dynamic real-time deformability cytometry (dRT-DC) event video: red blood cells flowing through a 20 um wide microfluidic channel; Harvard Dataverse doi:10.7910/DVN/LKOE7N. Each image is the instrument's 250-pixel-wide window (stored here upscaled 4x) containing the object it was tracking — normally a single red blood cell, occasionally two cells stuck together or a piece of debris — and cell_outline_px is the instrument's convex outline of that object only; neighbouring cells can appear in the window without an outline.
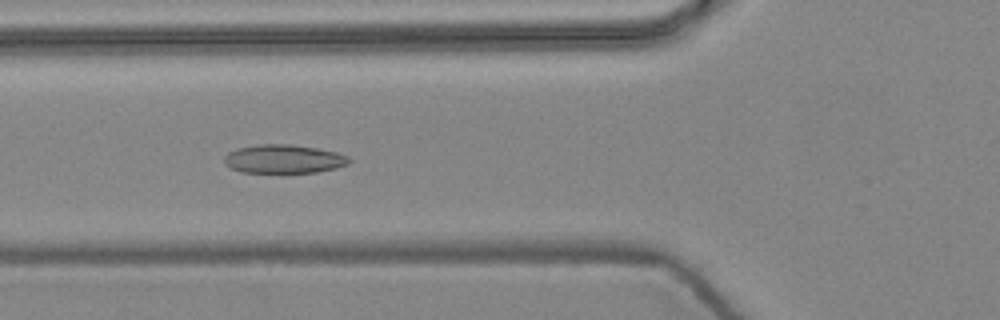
{"species": "common noctule bat (a hibernating species)", "species_latin": "Nyctalus noctula", "temperature_condition": "warm", "stored_images_in_passage": 10, "camera_frame_rate_fps": 3000, "um_per_image_px": 0.085, "animal": {"sex": "female", "body_mass_g": 24.6, "forearm_length_mm": 56.2}, "frame": {"image": 1, "passage_image": 6, "time_ms": 1.667, "image_size_px": [1000, 320], "cell_outline_px": [[352, 160], [348, 164], [336, 168], [316, 172], [240, 172], [224, 164], [224, 156], [228, 152], [236, 148], [256, 144], [292, 144], [316, 148], [336, 152], [348, 156]], "centroid_in_image_um": [24.1, 13.5], "position_along_channel_um": 101.7, "area_um2": 20.92}}
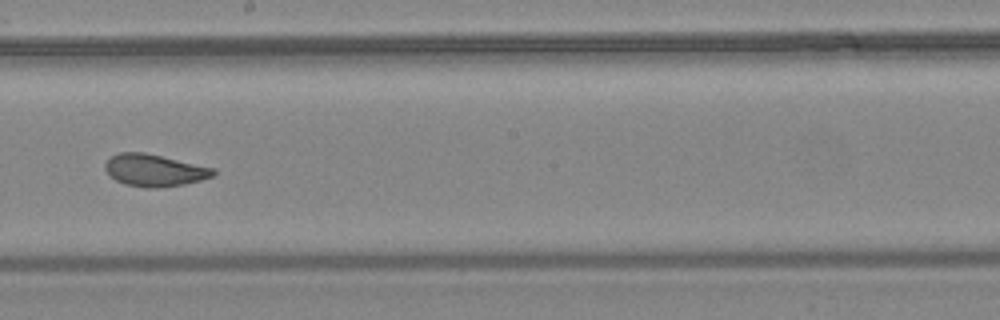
{"frame": {"image": 2, "passage_image": 9, "time_ms": 2.667, "image_size_px": [1000, 320], "cell_outline_px": [[216, 172], [212, 176], [200, 180], [184, 184], [160, 188], [148, 188], [124, 184], [108, 176], [104, 168], [104, 164], [112, 156], [120, 152], [144, 152], [216, 168]], "centroid_in_image_um": [13.11, 14.48], "position_along_channel_um": 235.1, "area_um2": 20.35}}
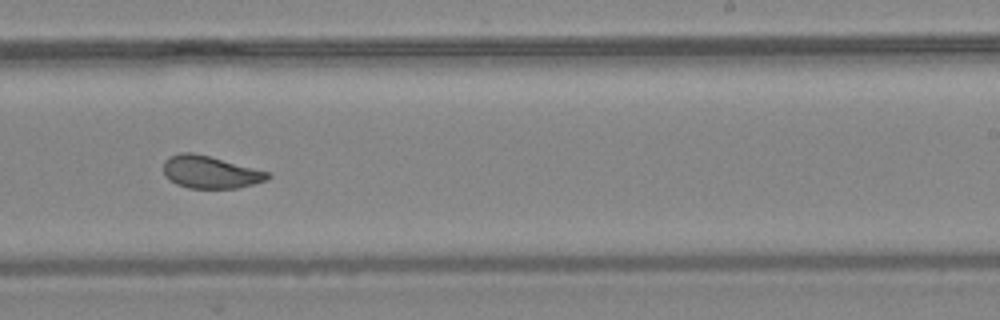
{"frame": {"image": 3, "passage_image": 10, "time_ms": 3.0, "image_size_px": [1000, 320], "cell_outline_px": [[272, 176], [268, 180], [236, 188], [188, 188], [176, 184], [168, 180], [164, 176], [164, 160], [168, 156], [180, 152], [192, 152], [208, 156], [268, 172]], "centroid_in_image_um": [17.82, 14.63], "position_along_channel_um": 271.2, "area_um2": 19.65}}